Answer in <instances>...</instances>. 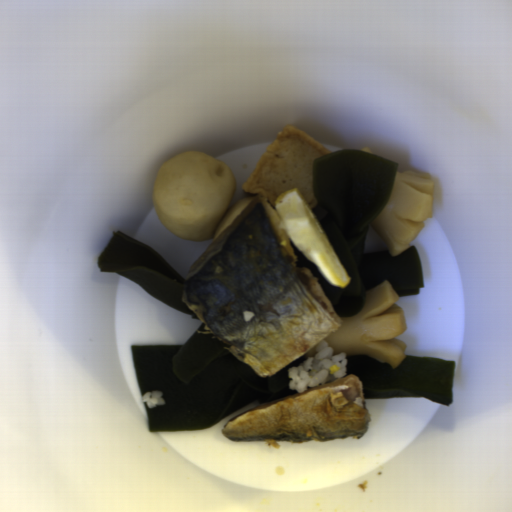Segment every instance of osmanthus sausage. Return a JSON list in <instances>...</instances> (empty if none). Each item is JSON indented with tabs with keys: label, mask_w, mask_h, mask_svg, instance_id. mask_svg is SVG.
<instances>
[{
	"label": "osmanthus sausage",
	"mask_w": 512,
	"mask_h": 512,
	"mask_svg": "<svg viewBox=\"0 0 512 512\" xmlns=\"http://www.w3.org/2000/svg\"><path fill=\"white\" fill-rule=\"evenodd\" d=\"M435 184L427 173L397 172L387 204L370 222L386 251L398 256L412 247L434 212Z\"/></svg>",
	"instance_id": "osmanthus-sausage-2"
},
{
	"label": "osmanthus sausage",
	"mask_w": 512,
	"mask_h": 512,
	"mask_svg": "<svg viewBox=\"0 0 512 512\" xmlns=\"http://www.w3.org/2000/svg\"><path fill=\"white\" fill-rule=\"evenodd\" d=\"M398 294L388 280L366 290L360 311L349 317H339L341 327L321 341L333 355L345 352L368 356L388 363L393 369L405 360L406 343L396 337L406 331L403 308L397 305Z\"/></svg>",
	"instance_id": "osmanthus-sausage-1"
}]
</instances>
